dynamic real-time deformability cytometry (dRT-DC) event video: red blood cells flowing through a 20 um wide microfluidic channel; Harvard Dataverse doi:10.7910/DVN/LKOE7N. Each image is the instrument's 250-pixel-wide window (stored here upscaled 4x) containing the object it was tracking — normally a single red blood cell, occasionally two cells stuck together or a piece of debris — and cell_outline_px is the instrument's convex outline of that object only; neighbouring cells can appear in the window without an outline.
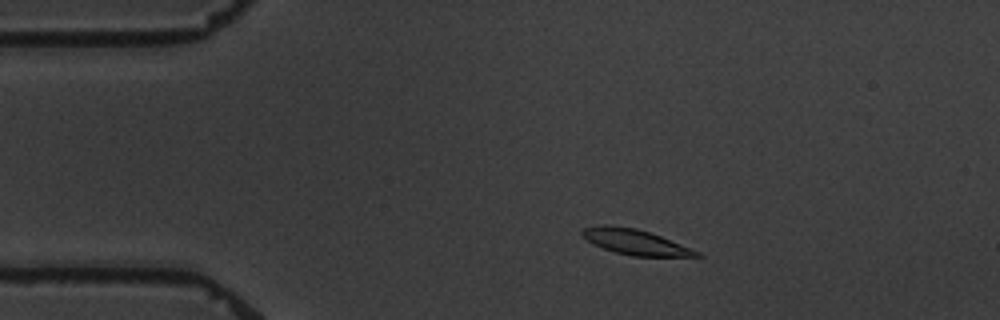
{"species": "common noctule bat (a hibernating species)", "species_latin": "Nyctalus noctula", "temperature_condition": "warm", "stored_images_in_passage": 5, "camera_frame_rate_fps": 3000, "um_per_image_px": 0.085, "animal": {"sex": "male", "body_mass_g": 19.5, "forearm_length_mm": 54.6}, "frame": {"image": 1, "passage_image": 2, "time_ms": 1.333, "image_size_px": [1000, 320], "cell_outline_px": [[704, 256], [632, 256], [616, 252], [604, 248], [588, 240], [580, 232], [584, 228], [600, 224], [608, 224], [636, 228], [660, 236], [700, 252]], "centroid_in_image_um": [53.98, 20.55], "position_along_channel_um": 31.0, "area_um2": 16.53}}
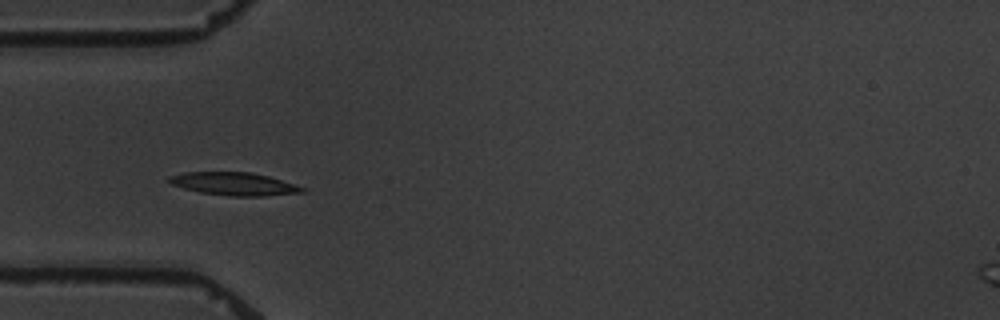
{"frame": {"image": 2, "passage_image": 4, "time_ms": 3.667, "image_size_px": [1000, 320], "cell_outline_px": [[308, 188], [304, 192], [264, 196], [228, 196], [200, 192], [184, 188], [172, 184], [164, 180], [168, 176], [184, 172], [252, 172], [268, 176]], "centroid_in_image_um": [19.88, 15.62], "position_along_channel_um": 65.1, "area_um2": 17.92}}